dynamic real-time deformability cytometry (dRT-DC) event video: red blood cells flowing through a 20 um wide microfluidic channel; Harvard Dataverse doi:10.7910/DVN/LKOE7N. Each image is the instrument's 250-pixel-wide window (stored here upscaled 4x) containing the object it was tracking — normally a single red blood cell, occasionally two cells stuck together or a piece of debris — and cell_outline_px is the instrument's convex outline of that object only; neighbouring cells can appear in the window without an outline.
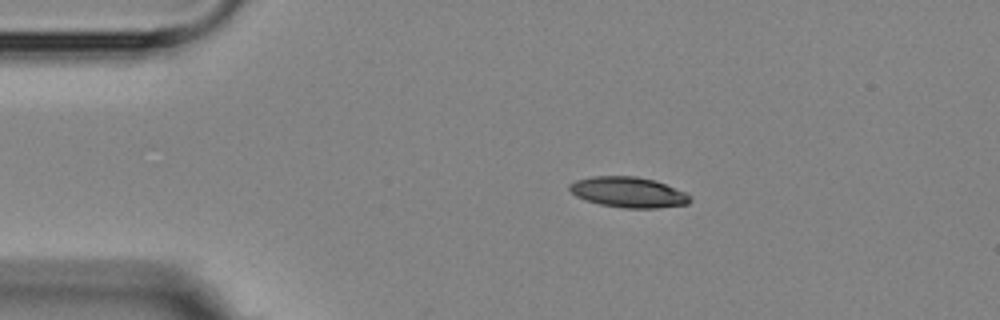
{"species": "Egyptian fruit bat (a non-hibernating species)", "species_latin": "Rousettus aegyptiacus", "temperature_condition": "room temperature", "stored_images_in_passage": 4, "camera_frame_rate_fps": 3000, "um_per_image_px": 0.085, "animal": {"sex": "female"}, "frame": {"image": 1, "passage_image": 2, "time_ms": 1.0, "image_size_px": [1000, 320], "cell_outline_px": [[692, 200], [688, 204], [656, 208], [624, 208], [600, 204], [584, 200], [576, 196], [568, 188], [568, 184], [576, 180], [592, 176], [636, 176], [656, 180], [684, 192], [692, 196]], "centroid_in_image_um": [53.41, 16.33], "position_along_channel_um": 31.6, "area_um2": 21.56}}